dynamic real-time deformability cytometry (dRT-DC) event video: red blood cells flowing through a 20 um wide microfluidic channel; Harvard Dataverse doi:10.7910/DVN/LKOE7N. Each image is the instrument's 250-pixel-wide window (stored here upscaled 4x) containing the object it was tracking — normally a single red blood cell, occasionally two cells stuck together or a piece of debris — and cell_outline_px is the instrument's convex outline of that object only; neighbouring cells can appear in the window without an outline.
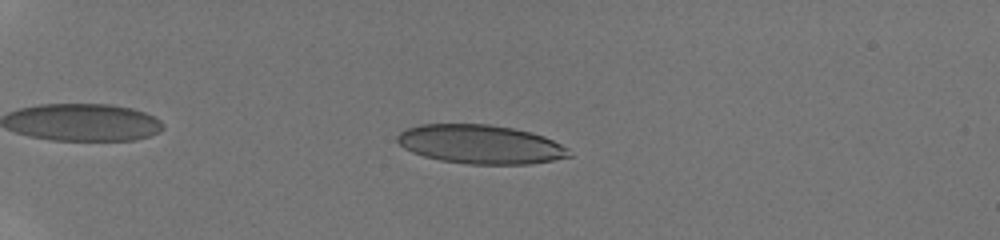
{"species": "human", "species_latin": "Homo sapiens", "temperature_condition": "room temperature", "stored_images_in_passage": 46, "camera_frame_rate_fps": 3000, "um_per_image_px": 0.085, "donor": {"sex": "male"}, "frame": {"image": 1, "passage_image": 10, "time_ms": 3.0, "image_size_px": [1000, 240], "cell_outline_px": [[572, 156], [552, 160], [528, 164], [468, 164], [440, 160], [424, 156], [412, 152], [404, 148], [396, 140], [396, 136], [400, 132], [408, 128], [420, 124], [488, 124], [512, 128], [544, 136], [568, 148]], "centroid_in_image_um": [40.81, 12.27], "position_along_channel_um": 44.2, "area_um2": 38.78}}
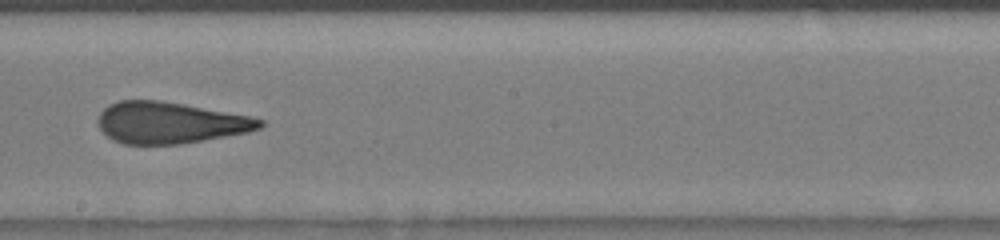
{"frame": {"image": 2, "passage_image": 28, "time_ms": 9.0, "image_size_px": [1000, 240], "cell_outline_px": [[264, 124], [260, 128], [248, 132], [180, 144], [124, 144], [112, 140], [100, 128], [96, 120], [100, 112], [108, 104], [120, 100], [160, 100], [184, 104], [252, 116], [264, 120]], "centroid_in_image_um": [14.44, 10.42], "position_along_channel_um": 233.8, "area_um2": 39.19}}
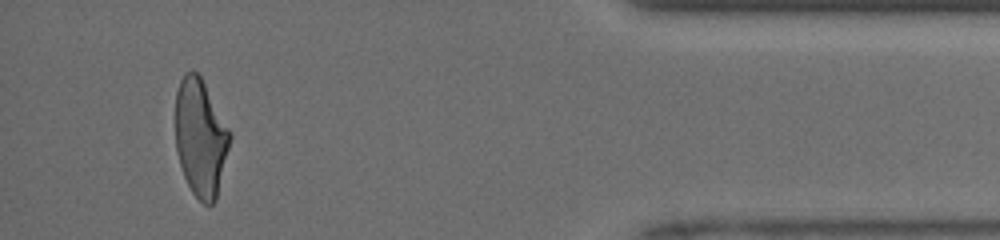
{"frame": {"image": 3, "passage_image": 44, "time_ms": 14.333, "image_size_px": [1000, 240], "cell_outline_px": [[232, 136], [216, 200], [212, 204], [204, 204], [192, 192], [184, 176], [176, 152], [176, 92], [180, 80], [184, 72], [196, 72], [200, 76], [232, 132]], "centroid_in_image_um": [17.06, 11.71], "position_along_channel_um": 418.1, "area_um2": 37.22}, "authors_computed_cell_mechanics": {"area_um2": 39.304, "velocity_mm_per_s": 4.2342, "shape_relaxation_time_tau1_ms": 4.4022, "shape_relaxation_time_tau2_ms": 1.0701, "deformation_change_tau1": 0.2115, "deformation_change_tau2": 0.1165}}